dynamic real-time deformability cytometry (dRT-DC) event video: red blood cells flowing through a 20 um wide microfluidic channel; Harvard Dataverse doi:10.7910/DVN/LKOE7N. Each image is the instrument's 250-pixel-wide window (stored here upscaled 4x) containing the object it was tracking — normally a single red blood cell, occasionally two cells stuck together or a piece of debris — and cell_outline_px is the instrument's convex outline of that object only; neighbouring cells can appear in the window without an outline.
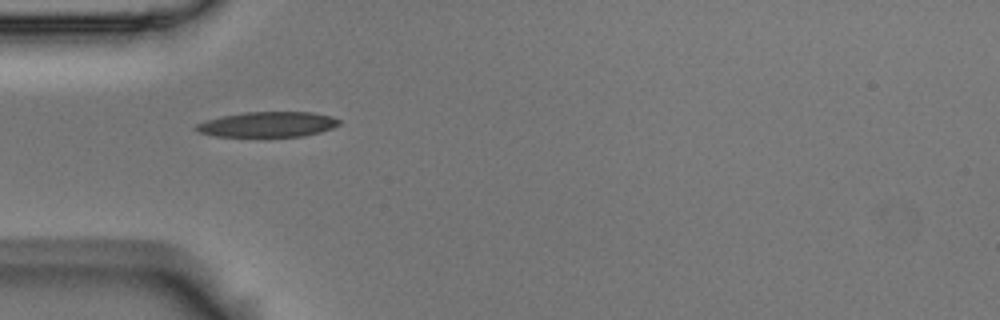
{"species": "Egyptian fruit bat (a non-hibernating species)", "species_latin": "Rousettus aegyptiacus", "temperature_condition": "room temperature", "stored_images_in_passage": 7, "camera_frame_rate_fps": 3000, "um_per_image_px": 0.085, "animal": {"sex": "male"}, "frame": {"image": 1, "passage_image": 1, "time_ms": 0.0, "image_size_px": [1000, 320], "cell_outline_px": [[340, 124], [332, 128], [320, 132], [304, 136], [216, 136], [200, 132], [192, 128], [196, 124], [204, 120], [220, 116], [244, 112], [312, 112], [332, 116], [340, 120]], "centroid_in_image_um": [22.74, 10.56], "position_along_channel_um": 62.3, "area_um2": 21.1}}
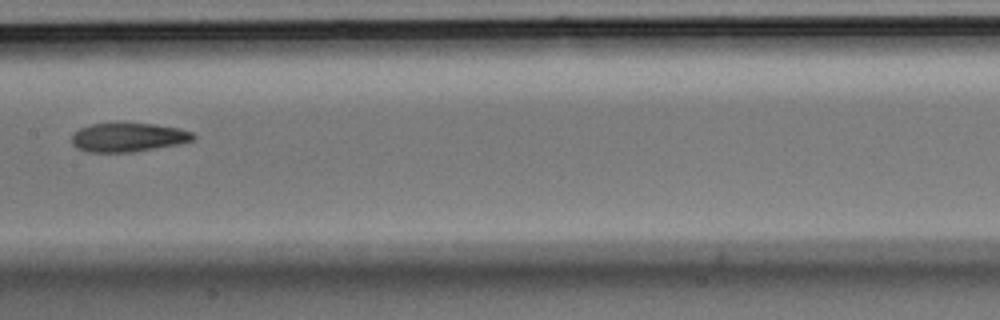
{"frame": {"image": 2, "passage_image": 4, "time_ms": 1.0, "image_size_px": [1000, 320], "cell_outline_px": [[196, 140], [180, 144], [132, 152], [88, 152], [76, 148], [72, 144], [72, 136], [80, 128], [92, 124], [116, 120], [156, 124], [180, 128], [192, 132], [196, 136]], "centroid_in_image_um": [10.92, 11.63], "position_along_channel_um": 196.5, "area_um2": 21.33}}
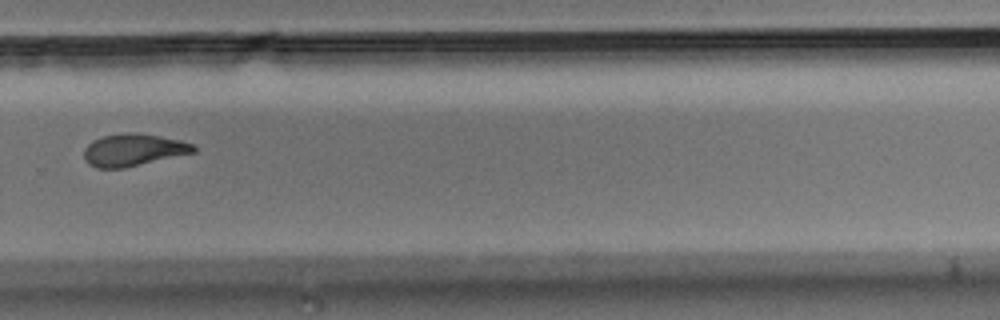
{"frame": {"image": 3, "passage_image": 7, "time_ms": 2.0, "image_size_px": [1000, 320], "cell_outline_px": [[196, 152], [124, 168], [96, 168], [88, 164], [84, 160], [84, 148], [92, 140], [104, 136], [132, 132], [136, 132], [160, 136], [180, 140], [196, 144]], "centroid_in_image_um": [11.34, 12.75], "position_along_channel_um": 318.5, "area_um2": 20.69}}